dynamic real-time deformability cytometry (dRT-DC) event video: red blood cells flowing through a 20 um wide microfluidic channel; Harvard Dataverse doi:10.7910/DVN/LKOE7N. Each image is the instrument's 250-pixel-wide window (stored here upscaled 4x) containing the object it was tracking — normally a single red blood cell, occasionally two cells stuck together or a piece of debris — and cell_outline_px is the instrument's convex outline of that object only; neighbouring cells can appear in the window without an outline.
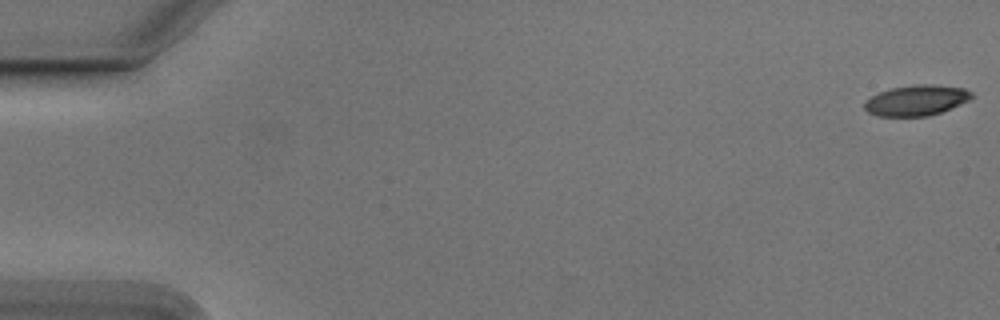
{"species": "Egyptian fruit bat (a non-hibernating species)", "species_latin": "Rousettus aegyptiacus", "temperature_condition": "cold", "stored_images_in_passage": 55, "camera_frame_rate_fps": 3000, "um_per_image_px": 0.085, "animal": {"sex": "male"}, "frame": {"image": 1, "passage_image": 1, "time_ms": 0.0, "image_size_px": [1000, 320], "cell_outline_px": [[972, 96], [968, 100], [960, 104], [940, 112], [928, 116], [876, 116], [868, 112], [864, 108], [864, 100], [880, 92], [892, 88], [916, 84], [932, 84], [964, 88], [972, 92]], "centroid_in_image_um": [77.86, 8.53], "position_along_channel_um": 7.1, "area_um2": 18.96}}
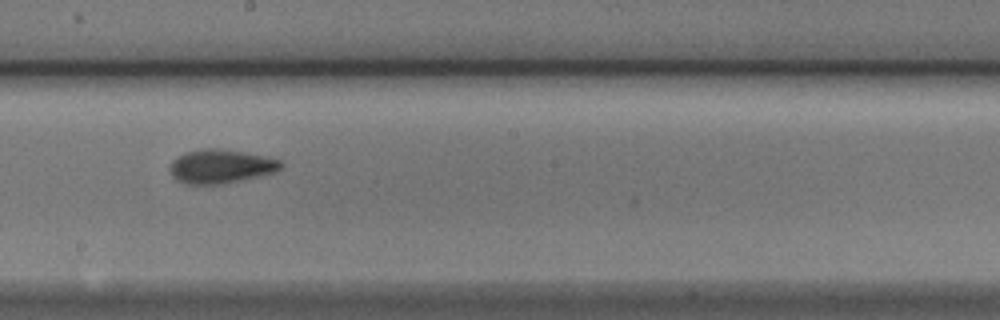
{"frame": {"image": 2, "passage_image": 31, "time_ms": 10.0, "image_size_px": [1000, 320], "cell_outline_px": [[280, 168], [272, 172], [240, 180], [220, 184], [188, 184], [176, 180], [172, 176], [168, 168], [172, 160], [184, 152], [200, 148], [216, 148], [264, 156], [280, 160]], "centroid_in_image_um": [18.66, 14.13], "position_along_channel_um": 229.5, "area_um2": 21.56}}
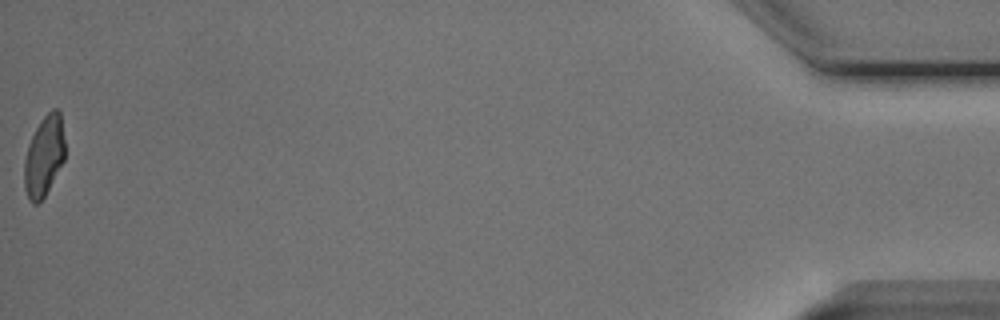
{"frame": {"image": 3, "passage_image": 55, "time_ms": 18.0, "image_size_px": [1000, 320], "cell_outline_px": [[64, 160], [44, 196], [36, 204], [32, 204], [28, 200], [24, 188], [24, 160], [28, 144], [40, 120], [52, 108], [56, 108], [60, 112], [64, 140]], "centroid_in_image_um": [3.72, 13.27], "position_along_channel_um": 431.5, "area_um2": 18.96}, "authors_computed_cell_mechanics": {"area_um2": 20.1722, "velocity_mm_per_s": 3.7738, "shape_relaxation_time_tau1_ms": 6.4065, "shape_relaxation_time_tau2_ms": 2.5161, "deformation_change_tau1": 0.1824, "deformation_change_tau2": 0.0895}}